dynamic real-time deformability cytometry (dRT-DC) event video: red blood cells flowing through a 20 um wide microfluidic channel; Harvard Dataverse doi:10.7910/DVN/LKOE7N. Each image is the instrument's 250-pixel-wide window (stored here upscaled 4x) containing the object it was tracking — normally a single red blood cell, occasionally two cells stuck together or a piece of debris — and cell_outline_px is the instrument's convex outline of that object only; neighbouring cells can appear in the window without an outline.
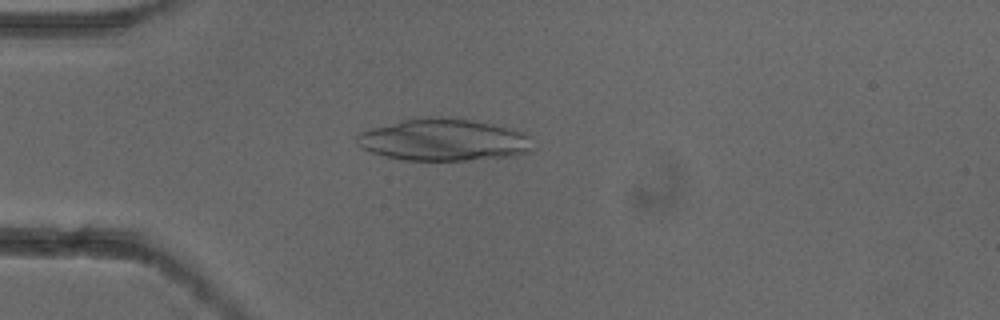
{"species": "common noctule bat (a hibernating species)", "species_latin": "Nyctalus noctula", "temperature_condition": "cold", "stored_images_in_passage": 2, "camera_frame_rate_fps": 3000, "um_per_image_px": 0.085, "animal": {"sex": "female"}, "frame": {"image": 1, "passage_image": 1, "time_ms": 0.0, "image_size_px": [1000, 320], "cell_outline_px": [[532, 152], [512, 156], [468, 160], [400, 160], [384, 156], [372, 152], [356, 144], [356, 136], [360, 132], [372, 128], [404, 120], [440, 116], [468, 120], [512, 128], [524, 132], [528, 136]], "centroid_in_image_um": [37.71, 11.9], "position_along_channel_um": 47.3, "area_um2": 42.71}}